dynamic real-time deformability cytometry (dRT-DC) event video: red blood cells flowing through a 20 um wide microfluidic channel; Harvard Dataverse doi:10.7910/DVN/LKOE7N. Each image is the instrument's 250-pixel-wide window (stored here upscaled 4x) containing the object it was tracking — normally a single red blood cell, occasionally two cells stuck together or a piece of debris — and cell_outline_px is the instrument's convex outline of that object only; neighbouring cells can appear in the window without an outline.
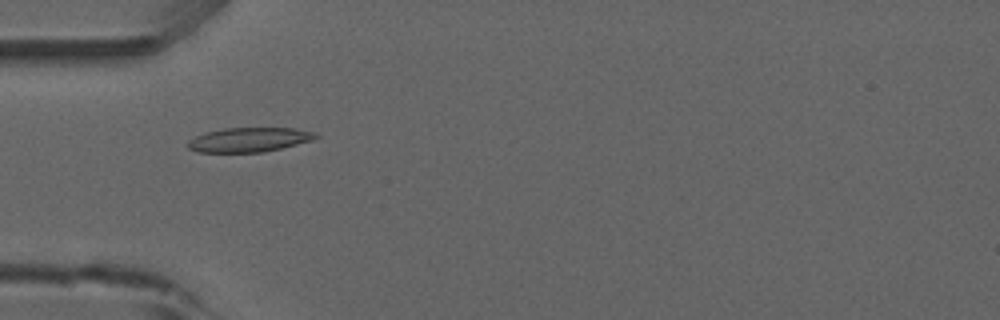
{"species": "common noctule bat (a hibernating species)", "species_latin": "Nyctalus noctula", "temperature_condition": "room temperature", "stored_images_in_passage": 48, "camera_frame_rate_fps": 3000, "um_per_image_px": 0.085, "animal": {"sex": "male", "forearm_length_mm": 52.5}, "frame": {"image": 1, "passage_image": 12, "time_ms": 3.667, "image_size_px": [1000, 320], "cell_outline_px": [[320, 136], [312, 140], [264, 152], [196, 152], [188, 148], [184, 144], [188, 140], [204, 132], [224, 128], [296, 128], [316, 132]], "centroid_in_image_um": [21.14, 11.87], "position_along_channel_um": 63.9, "area_um2": 18.32}}
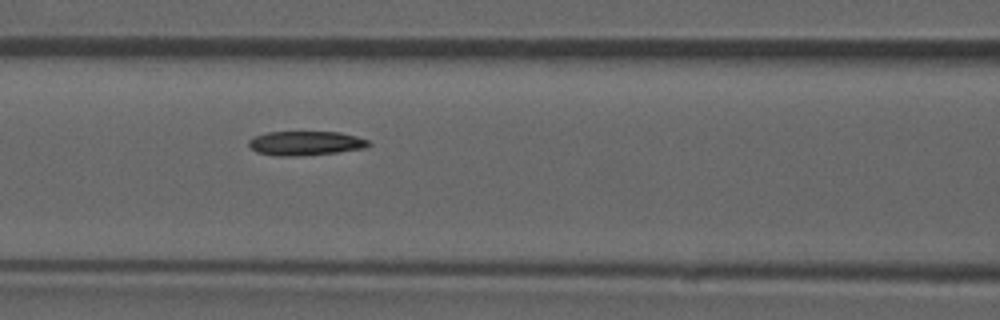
{"frame": {"image": 2, "passage_image": 18, "time_ms": 5.667, "image_size_px": [1000, 320], "cell_outline_px": [[372, 144], [364, 148], [336, 152], [296, 156], [276, 156], [256, 152], [248, 144], [248, 140], [256, 136], [268, 132], [340, 132], [356, 136], [368, 140]], "centroid_in_image_um": [25.97, 12.17], "position_along_channel_um": 140.6, "area_um2": 16.82}}
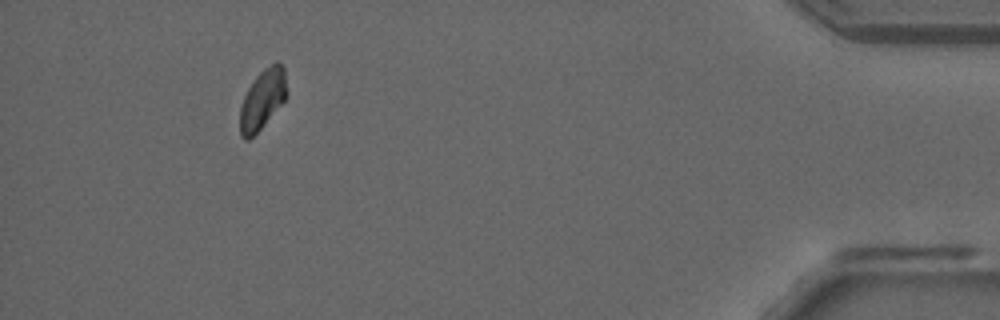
{"frame": {"image": 3, "passage_image": 44, "time_ms": 14.333, "image_size_px": [1000, 320], "cell_outline_px": [[288, 96], [260, 128], [248, 140], [244, 140], [240, 136], [240, 108], [244, 96], [248, 88], [256, 76], [264, 68], [276, 60], [284, 68]], "centroid_in_image_um": [22.32, 8.42], "position_along_channel_um": 412.9, "area_um2": 16.18}}